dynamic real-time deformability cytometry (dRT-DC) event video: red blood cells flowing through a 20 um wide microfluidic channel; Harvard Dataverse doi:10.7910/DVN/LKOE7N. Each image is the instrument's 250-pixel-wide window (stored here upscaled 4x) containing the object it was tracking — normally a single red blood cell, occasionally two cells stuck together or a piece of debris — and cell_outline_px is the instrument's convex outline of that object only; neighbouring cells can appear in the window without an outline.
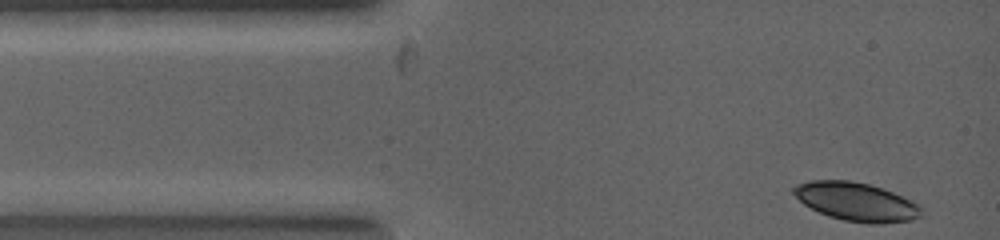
{"species": "common noctule bat (a hibernating species)", "species_latin": "Nyctalus noctula", "temperature_condition": "warm", "stored_images_in_passage": 4, "camera_frame_rate_fps": 5000, "um_per_image_px": 0.085, "animal": {"sex": "female", "body_mass_g": 19.0, "forearm_length_mm": 53.3}, "frame": {"image": 1, "passage_image": 1, "time_ms": 0.0, "image_size_px": [1000, 240], "cell_outline_px": [[920, 216], [912, 220], [880, 224], [868, 224], [844, 220], [828, 216], [804, 204], [792, 192], [792, 188], [796, 184], [812, 180], [848, 180], [868, 184], [892, 192], [916, 204], [920, 208]], "centroid_in_image_um": [72.74, 17.15], "position_along_channel_um": 12.3, "area_um2": 28.21}}